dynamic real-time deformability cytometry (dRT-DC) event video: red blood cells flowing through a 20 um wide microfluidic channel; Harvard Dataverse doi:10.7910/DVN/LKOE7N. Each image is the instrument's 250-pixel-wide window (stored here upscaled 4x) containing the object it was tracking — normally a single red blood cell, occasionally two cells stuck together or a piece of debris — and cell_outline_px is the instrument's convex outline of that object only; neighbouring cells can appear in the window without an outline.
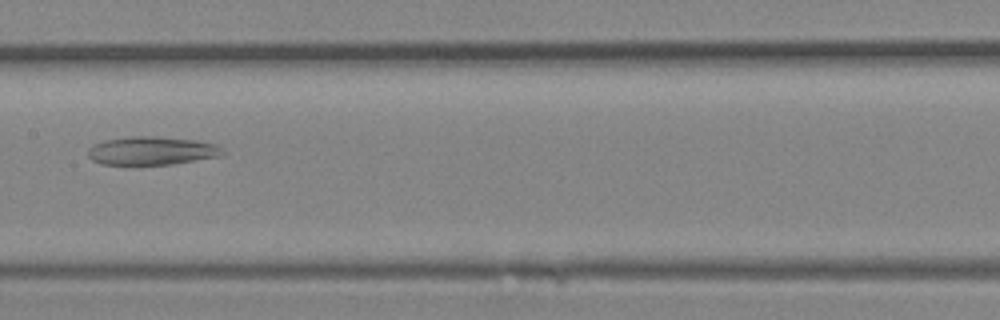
{"species": "Egyptian fruit bat (a non-hibernating species)", "species_latin": "Rousettus aegyptiacus", "temperature_condition": "room temperature", "stored_images_in_passage": 21, "camera_frame_rate_fps": 3000, "um_per_image_px": 0.085, "animal": {"sex": "female"}, "frame": {"image": 1, "passage_image": 10, "time_ms": 3.0, "image_size_px": [1000, 320], "cell_outline_px": [[224, 152], [220, 156], [172, 164], [132, 168], [100, 164], [92, 160], [88, 156], [88, 148], [92, 144], [104, 140], [132, 136], [156, 136], [196, 140], [216, 144]], "centroid_in_image_um": [12.8, 12.86], "position_along_channel_um": 194.6, "area_um2": 23.24}}
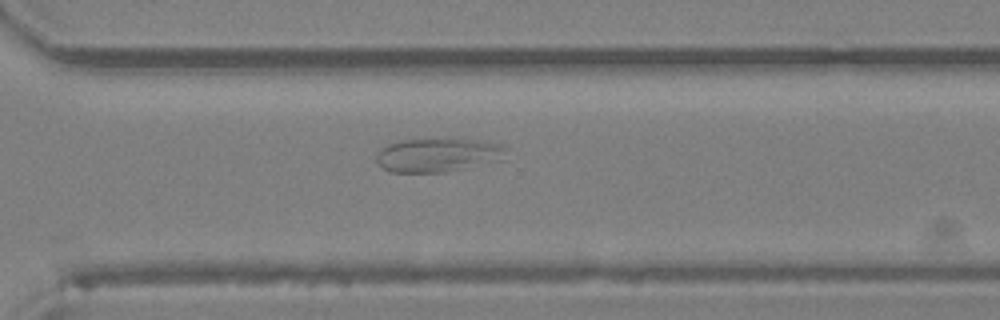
{"frame": {"image": 2, "passage_image": 16, "time_ms": 5.0, "image_size_px": [1000, 320], "cell_outline_px": [[504, 160], [444, 172], [392, 172], [376, 164], [376, 152], [380, 148], [388, 144], [404, 140], [480, 140], [500, 144], [504, 148]], "centroid_in_image_um": [37.18, 13.19], "position_along_channel_um": 333.4, "area_um2": 25.2}}
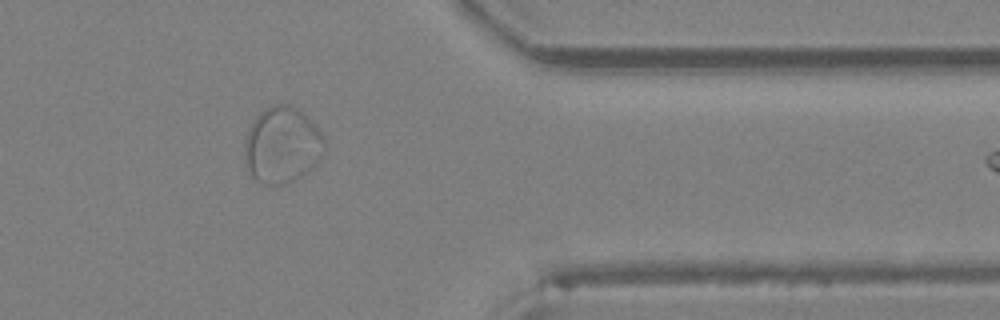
{"frame": {"image": 3, "passage_image": 19, "time_ms": 6.0, "image_size_px": [1000, 320], "cell_outline_px": [[328, 144], [316, 164], [300, 176], [284, 184], [260, 184], [248, 172], [244, 160], [244, 140], [256, 116], [260, 112], [276, 104], [288, 104], [296, 108], [308, 116], [316, 124], [324, 136]], "centroid_in_image_um": [23.99, 12.33], "position_along_channel_um": 387.4, "area_um2": 35.72}}